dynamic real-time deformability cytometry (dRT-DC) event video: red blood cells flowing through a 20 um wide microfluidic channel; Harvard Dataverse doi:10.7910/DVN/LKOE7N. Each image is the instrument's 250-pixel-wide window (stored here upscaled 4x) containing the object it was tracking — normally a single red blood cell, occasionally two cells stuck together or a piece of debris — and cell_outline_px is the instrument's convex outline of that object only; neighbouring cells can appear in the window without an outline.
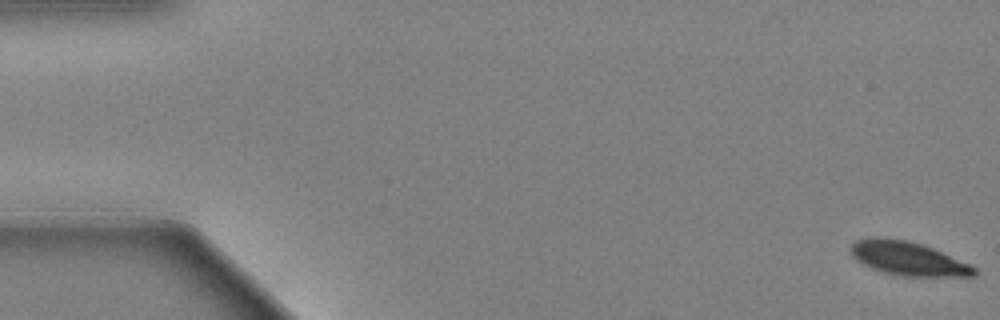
{"species": "Egyptian fruit bat (a non-hibernating species)", "species_latin": "Rousettus aegyptiacus", "temperature_condition": "warm", "stored_images_in_passage": 58, "camera_frame_rate_fps": 3000, "um_per_image_px": 0.085, "animal": {"sex": "female"}, "frame": {"image": 1, "passage_image": 1, "time_ms": 0.0, "image_size_px": [1000, 320], "cell_outline_px": [[980, 272], [976, 276], [900, 276], [880, 272], [856, 260], [852, 256], [848, 248], [856, 240], [872, 236], [880, 236], [908, 240], [932, 248], [968, 264], [976, 268]], "centroid_in_image_um": [77.12, 21.97], "position_along_channel_um": 7.9, "area_um2": 24.45}}
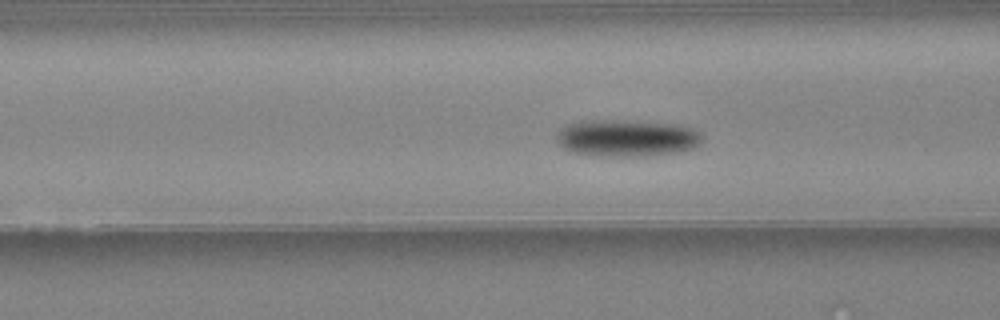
{"frame": {"image": 2, "passage_image": 23, "time_ms": 7.333, "image_size_px": [1000, 320], "cell_outline_px": [[704, 136], [692, 148], [680, 152], [648, 156], [600, 156], [572, 152], [564, 148], [556, 140], [556, 136], [568, 124], [592, 120], [612, 120], [672, 124], [692, 128], [700, 132]], "centroid_in_image_um": [53.29, 11.75], "position_along_channel_um": 113.3, "area_um2": 30.92}}
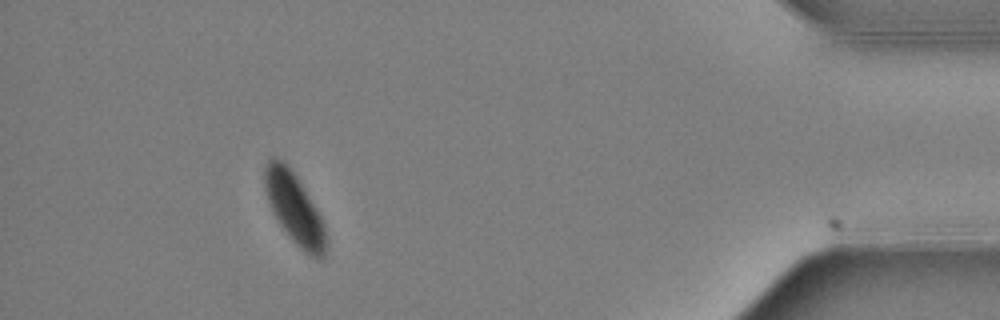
{"frame": {"image": 3, "passage_image": 53, "time_ms": 17.333, "image_size_px": [1000, 320], "cell_outline_px": [[328, 244], [324, 256], [320, 260], [304, 252], [288, 236], [272, 212], [268, 200], [264, 184], [264, 168], [268, 160], [272, 156], [276, 156], [284, 160], [288, 164], [300, 180], [316, 208], [324, 224], [328, 240]], "centroid_in_image_um": [25.04, 17.69], "position_along_channel_um": 410.2, "area_um2": 25.72}, "authors_computed_cell_mechanics": {"area_um2": 28.4954, "velocity_mm_per_s": 3.5387, "shape_relaxation_time_tau1_ms": 2.07, "shape_relaxation_time_tau2_ms": null, "deformation_change_tau1": 0.0977, "deformation_change_tau2": null}}